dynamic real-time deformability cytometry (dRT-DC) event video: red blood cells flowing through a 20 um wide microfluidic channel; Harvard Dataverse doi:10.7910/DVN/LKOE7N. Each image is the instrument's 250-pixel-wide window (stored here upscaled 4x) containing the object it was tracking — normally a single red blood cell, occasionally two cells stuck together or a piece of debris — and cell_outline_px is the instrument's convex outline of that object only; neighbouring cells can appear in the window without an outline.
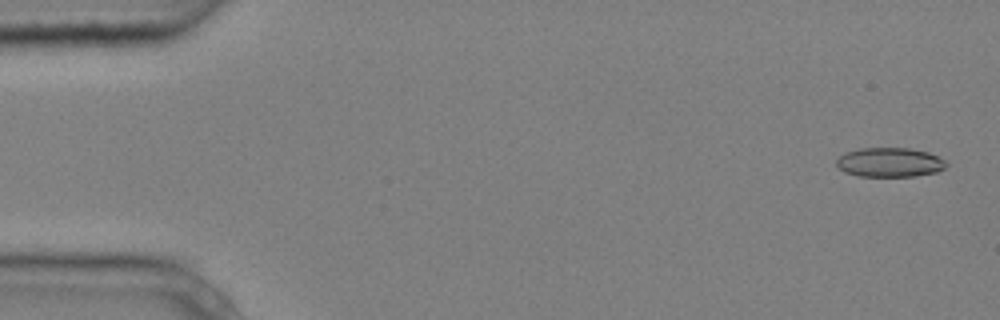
{"species": "common noctule bat (a hibernating species)", "species_latin": "Nyctalus noctula", "temperature_condition": "cold", "stored_images_in_passage": 5, "camera_frame_rate_fps": 3000, "um_per_image_px": 0.085, "animal": {"sex": "male", "body_mass_g": 20.4}, "frame": {"image": 1, "passage_image": 1, "time_ms": 0.0, "image_size_px": [1000, 320], "cell_outline_px": [[948, 164], [944, 168], [936, 172], [916, 176], [856, 176], [844, 172], [836, 164], [836, 160], [844, 152], [860, 148], [908, 148], [928, 152], [944, 160]], "centroid_in_image_um": [75.6, 13.8], "position_along_channel_um": 9.4, "area_um2": 18.79}}